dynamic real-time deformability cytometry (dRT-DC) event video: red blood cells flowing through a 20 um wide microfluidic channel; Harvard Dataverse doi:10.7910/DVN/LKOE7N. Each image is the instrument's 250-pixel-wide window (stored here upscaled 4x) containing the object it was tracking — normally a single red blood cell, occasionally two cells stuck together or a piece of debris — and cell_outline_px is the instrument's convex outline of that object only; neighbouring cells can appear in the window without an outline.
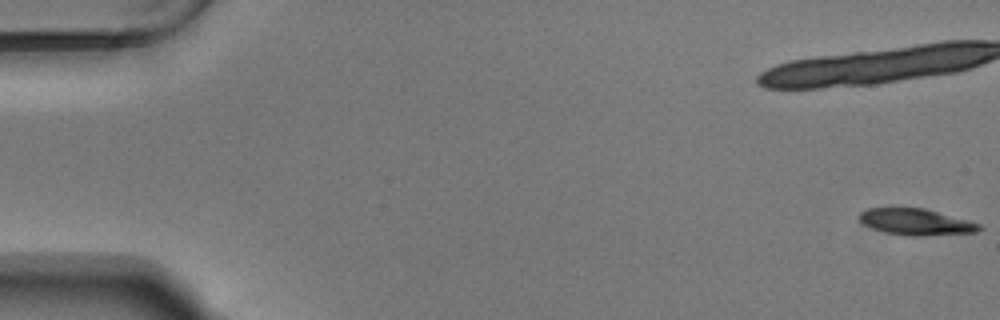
{"species": "Egyptian fruit bat (a non-hibernating species)", "species_latin": "Rousettus aegyptiacus", "temperature_condition": "warm", "stored_images_in_passage": 56, "camera_frame_rate_fps": 3000, "um_per_image_px": 0.085, "animal": {"sex": "male"}, "frame": {"image": 1, "passage_image": 1, "time_ms": 0.0, "image_size_px": [1000, 320], "cell_outline_px": [[984, 228], [976, 232], [924, 236], [912, 236], [888, 232], [872, 228], [864, 224], [860, 220], [860, 212], [868, 208], [924, 208], [968, 220], [980, 224]], "centroid_in_image_um": [77.9, 18.86], "position_along_channel_um": 7.1, "area_um2": 18.21}}
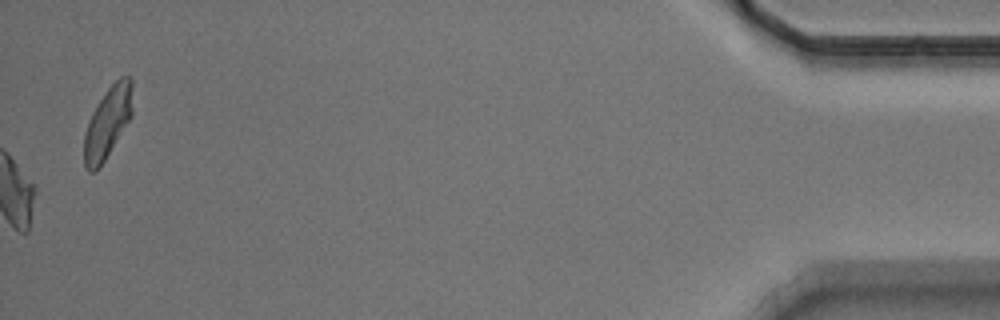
{"frame": {"image": 2, "passage_image": 56, "time_ms": 18.333, "image_size_px": [1000, 320], "cell_outline_px": [[132, 116], [100, 168], [96, 172], [88, 172], [84, 168], [84, 132], [92, 112], [108, 88], [120, 76], [132, 76]], "centroid_in_image_um": [9.15, 10.44], "position_along_channel_um": 426.1, "area_um2": 20.29}, "authors_computed_cell_mechanics": {"area_um2": 19.2763, "velocity_mm_per_s": 3.7242, "shape_relaxation_time_tau1_ms": 2.9252, "shape_relaxation_time_tau2_ms": null, "deformation_change_tau1": 0.1257, "deformation_change_tau2": null}}